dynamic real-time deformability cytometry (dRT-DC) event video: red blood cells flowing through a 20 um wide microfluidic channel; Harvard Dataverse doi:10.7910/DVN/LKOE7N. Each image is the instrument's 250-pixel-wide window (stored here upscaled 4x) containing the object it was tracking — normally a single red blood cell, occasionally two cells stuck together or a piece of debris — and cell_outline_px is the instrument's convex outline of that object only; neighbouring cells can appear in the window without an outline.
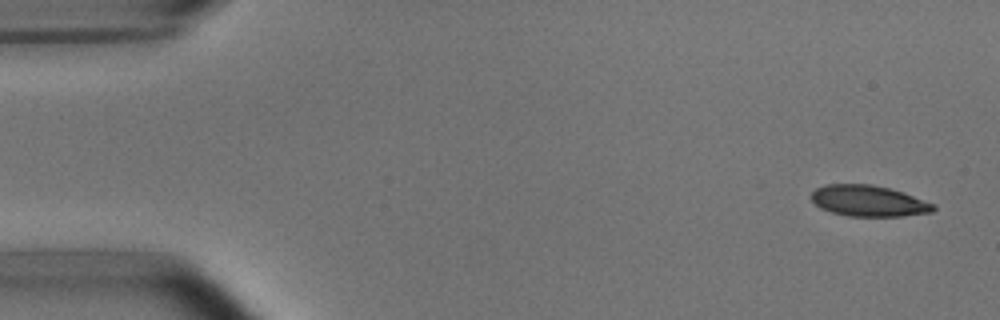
{"species": "common noctule bat (a hibernating species)", "species_latin": "Nyctalus noctula", "temperature_condition": "room temperature", "stored_images_in_passage": 8, "camera_frame_rate_fps": 3000, "um_per_image_px": 0.085, "animal": {"sex": "male", "body_mass_g": 15.6}, "frame": {"image": 1, "passage_image": 1, "time_ms": 0.0, "image_size_px": [1000, 320], "cell_outline_px": [[936, 208], [932, 212], [904, 216], [848, 216], [832, 212], [820, 208], [812, 200], [812, 192], [816, 188], [824, 184], [872, 184], [888, 188], [936, 204]], "centroid_in_image_um": [73.82, 17.08], "position_along_channel_um": 11.2, "area_um2": 21.96}}
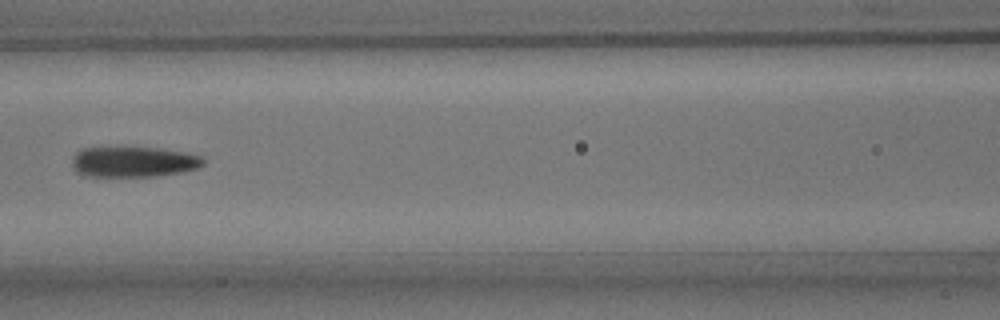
{"frame": {"image": 2, "passage_image": 7, "time_ms": 7.0, "image_size_px": [1000, 320], "cell_outline_px": [[204, 164], [196, 168], [180, 172], [156, 176], [84, 176], [76, 172], [72, 168], [72, 156], [76, 152], [84, 148], [156, 148], [184, 152], [204, 156]], "centroid_in_image_um": [11.32, 13.76], "position_along_channel_um": 155.3, "area_um2": 23.24}}
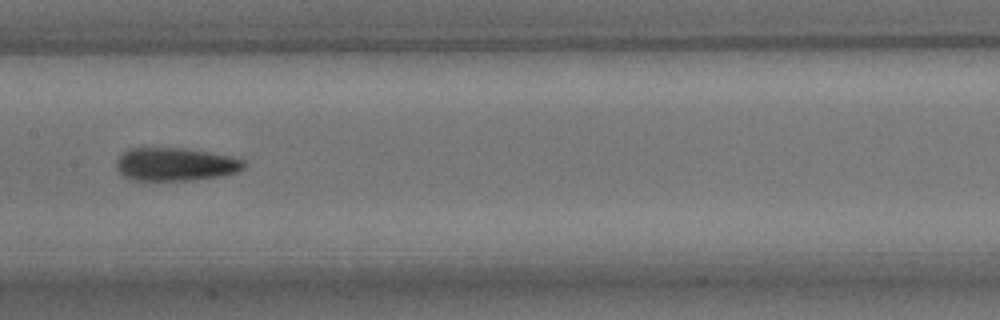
{"frame": {"image": 3, "passage_image": 8, "time_ms": 8.0, "image_size_px": [1000, 320], "cell_outline_px": [[248, 164], [244, 168], [236, 172], [220, 176], [192, 180], [128, 180], [116, 168], [116, 160], [120, 152], [128, 148], [184, 148], [232, 156], [244, 160]], "centroid_in_image_um": [14.88, 13.96], "position_along_channel_um": 192.5, "area_um2": 24.91}}